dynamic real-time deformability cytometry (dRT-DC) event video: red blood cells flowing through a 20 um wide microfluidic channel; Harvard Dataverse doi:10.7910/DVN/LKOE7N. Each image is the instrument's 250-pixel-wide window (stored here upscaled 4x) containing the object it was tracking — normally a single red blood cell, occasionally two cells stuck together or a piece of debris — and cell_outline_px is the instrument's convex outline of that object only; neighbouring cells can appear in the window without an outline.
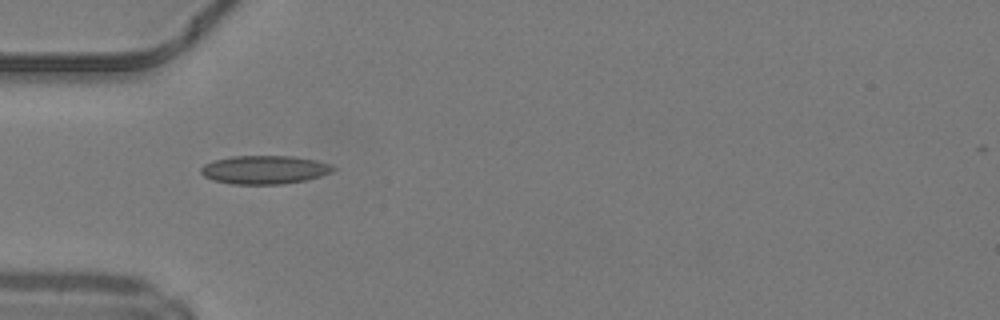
{"species": "common noctule bat (a hibernating species)", "species_latin": "Nyctalus noctula", "temperature_condition": "warm", "stored_images_in_passage": 29, "camera_frame_rate_fps": 3000, "um_per_image_px": 0.085, "animal": {"sex": "male", "body_mass_g": 19.2, "forearm_length_mm": 51.8}, "frame": {"image": 1, "passage_image": 1, "time_ms": 0.0, "image_size_px": [1000, 320], "cell_outline_px": [[336, 168], [332, 172], [320, 176], [304, 180], [280, 184], [232, 184], [212, 180], [204, 176], [200, 172], [200, 168], [204, 164], [212, 160], [232, 156], [292, 156], [316, 160], [328, 164]], "centroid_in_image_um": [22.43, 14.42], "position_along_channel_um": 62.6, "area_um2": 21.91}, "authors_computed_cell_mechanics": {"area_um2": 20.1144, "velocity_mm_per_s": 4.2342, "shape_relaxation_time_tau1_ms": 10.3743, "shape_relaxation_time_tau2_ms": 1.8648, "deformation_change_tau1": 0.2422, "deformation_change_tau2": 0.0935}}